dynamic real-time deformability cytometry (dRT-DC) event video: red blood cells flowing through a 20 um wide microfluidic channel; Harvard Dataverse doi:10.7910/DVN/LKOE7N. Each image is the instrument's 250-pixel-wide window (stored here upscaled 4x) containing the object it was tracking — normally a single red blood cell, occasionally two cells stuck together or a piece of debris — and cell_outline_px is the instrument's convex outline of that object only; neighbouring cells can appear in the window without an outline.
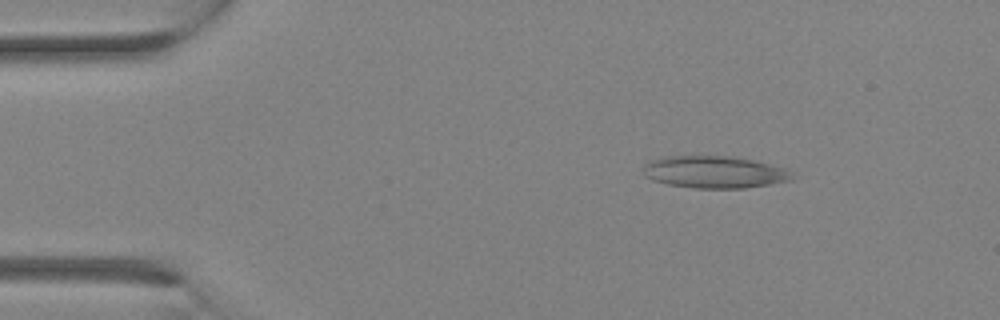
{"species": "Egyptian fruit bat (a non-hibernating species)", "species_latin": "Rousettus aegyptiacus", "temperature_condition": "room temperature", "stored_images_in_passage": 12, "camera_frame_rate_fps": 3000, "um_per_image_px": 0.085, "animal": {"sex": "female"}, "frame": {"image": 1, "passage_image": 4, "time_ms": 1.0, "image_size_px": [1000, 320], "cell_outline_px": [[792, 180], [744, 188], [696, 188], [668, 184], [652, 180], [644, 176], [644, 164], [652, 160], [664, 156], [736, 156], [756, 160], [784, 168], [792, 176]], "centroid_in_image_um": [60.7, 14.61], "position_along_channel_um": 24.3, "area_um2": 27.8}}
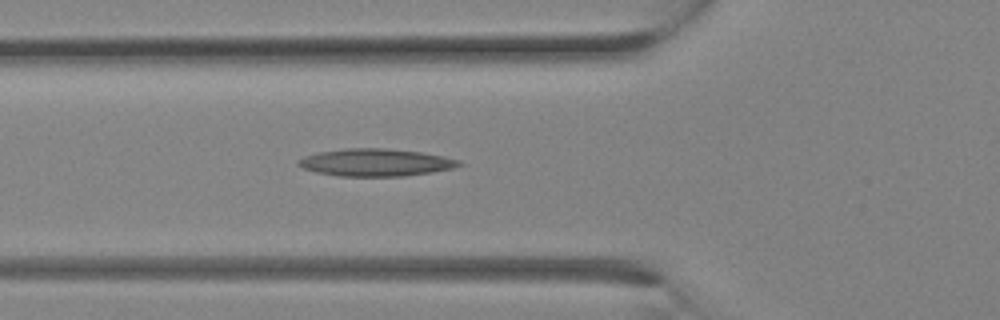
{"frame": {"image": 2, "passage_image": 10, "time_ms": 3.0, "image_size_px": [1000, 320], "cell_outline_px": [[464, 164], [452, 168], [432, 172], [404, 176], [340, 176], [316, 172], [304, 168], [296, 164], [296, 160], [304, 156], [320, 152], [344, 148], [388, 148], [420, 152], [444, 156], [460, 160]], "centroid_in_image_um": [31.93, 13.8], "position_along_channel_um": 93.9, "area_um2": 25.72}}
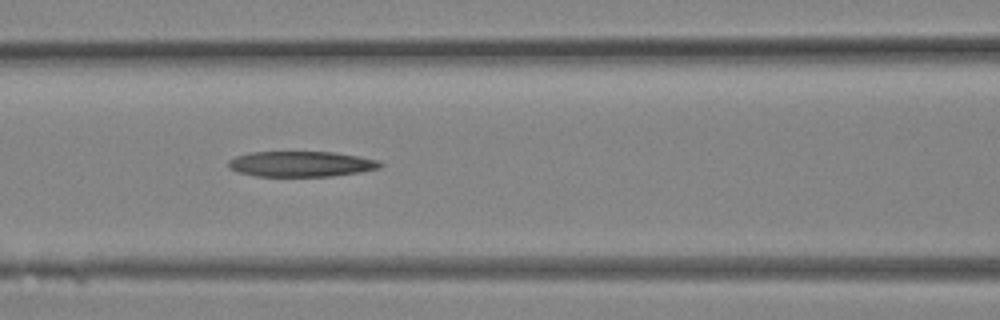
{"frame": {"image": 3, "passage_image": 12, "time_ms": 3.667, "image_size_px": [1000, 320], "cell_outline_px": [[384, 164], [380, 168], [360, 172], [332, 176], [256, 176], [236, 172], [228, 168], [228, 160], [236, 156], [248, 152], [336, 152], [360, 156], [380, 160]], "centroid_in_image_um": [25.6, 13.93], "position_along_channel_um": 141.0, "area_um2": 22.83}}